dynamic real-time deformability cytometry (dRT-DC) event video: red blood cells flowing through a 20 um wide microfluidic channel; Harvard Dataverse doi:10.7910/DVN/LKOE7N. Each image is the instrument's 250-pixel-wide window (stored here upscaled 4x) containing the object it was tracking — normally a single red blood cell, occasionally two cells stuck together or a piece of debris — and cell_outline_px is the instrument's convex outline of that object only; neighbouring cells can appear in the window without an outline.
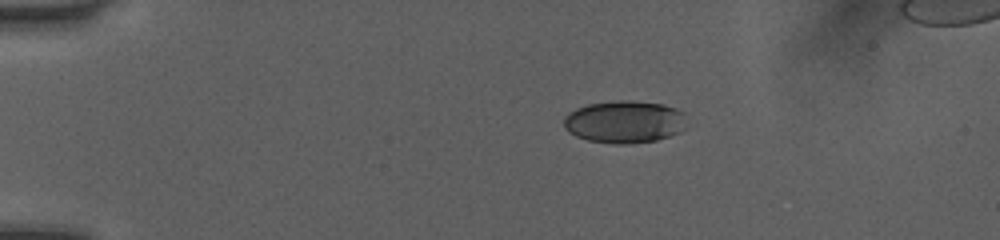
{"species": "human", "species_latin": "Homo sapiens", "temperature_condition": "room temperature", "stored_images_in_passage": 42, "camera_frame_rate_fps": 3000, "um_per_image_px": 0.085, "donor": {"sex": "female"}, "frame": {"image": 1, "passage_image": 1, "time_ms": 0.0, "image_size_px": [1000, 240], "cell_outline_px": [[688, 128], [680, 132], [656, 140], [628, 144], [616, 144], [588, 140], [576, 136], [568, 132], [564, 128], [564, 116], [576, 108], [588, 104], [620, 100], [624, 100], [664, 104], [676, 108], [684, 112]], "centroid_in_image_um": [53.11, 10.36], "position_along_channel_um": 31.9, "area_um2": 30.63}}
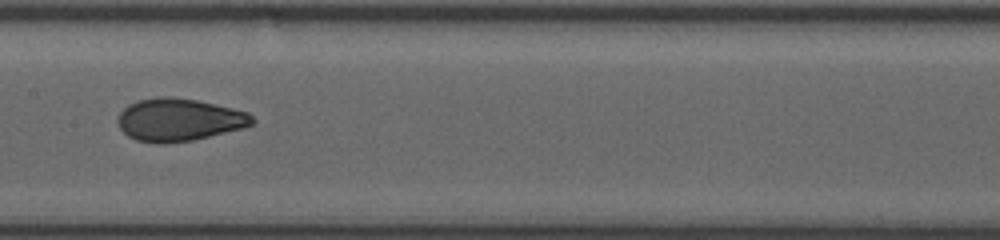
{"frame": {"image": 2, "passage_image": 18, "time_ms": 5.667, "image_size_px": [1000, 240], "cell_outline_px": [[256, 120], [252, 124], [244, 128], [192, 140], [164, 144], [156, 144], [136, 140], [128, 136], [120, 128], [116, 120], [120, 112], [128, 104], [140, 100], [160, 96], [168, 96], [196, 100], [232, 108], [248, 112]], "centroid_in_image_um": [15.2, 10.19], "position_along_channel_um": 192.2, "area_um2": 33.47}}
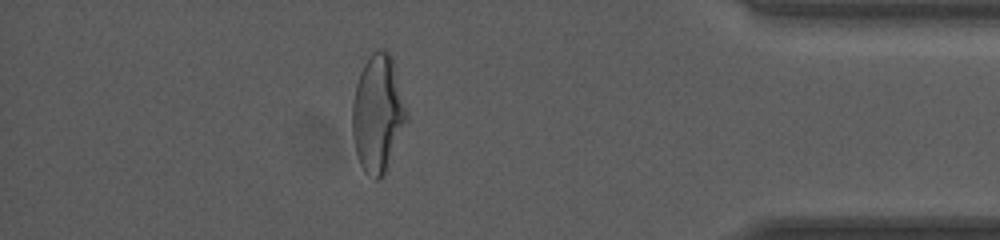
{"frame": {"image": 3, "passage_image": 36, "time_ms": 11.667, "image_size_px": [1000, 240], "cell_outline_px": [[408, 120], [384, 172], [376, 180], [364, 172], [356, 156], [352, 136], [352, 104], [356, 84], [360, 72], [364, 64], [372, 52], [376, 48], [388, 52], [392, 56], [408, 112]], "centroid_in_image_um": [32.1, 9.63], "position_along_channel_um": 403.1, "area_um2": 37.11}, "authors_computed_cell_mechanics": {"area_um2": 33.1483, "velocity_mm_per_s": 4.0669, "shape_relaxation_time_tau1_ms": 4.9503, "shape_relaxation_time_tau2_ms": 0.9219, "deformation_change_tau1": 0.1902, "deformation_change_tau2": 0.0579}}